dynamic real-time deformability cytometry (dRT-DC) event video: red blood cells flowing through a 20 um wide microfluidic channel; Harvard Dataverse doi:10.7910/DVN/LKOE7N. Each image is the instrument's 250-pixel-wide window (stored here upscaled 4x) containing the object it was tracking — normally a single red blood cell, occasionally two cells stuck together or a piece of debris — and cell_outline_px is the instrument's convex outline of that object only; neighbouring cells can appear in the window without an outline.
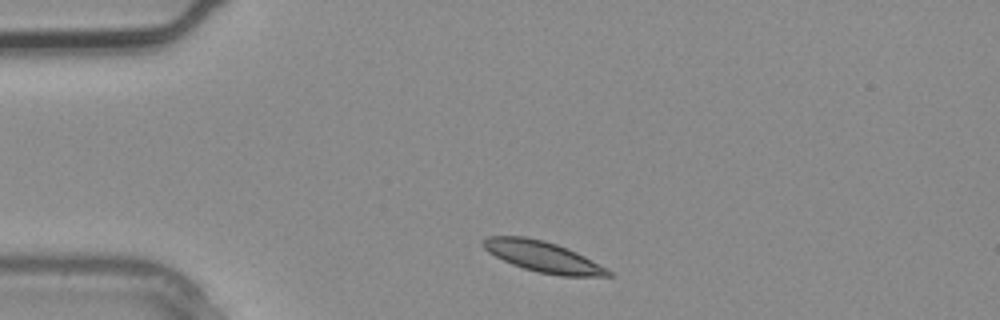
{"species": "common noctule bat (a hibernating species)", "species_latin": "Nyctalus noctula", "temperature_condition": "warm", "stored_images_in_passage": 4, "camera_frame_rate_fps": 3000, "um_per_image_px": 0.085, "animal": {"sex": "male", "body_mass_g": 20.4}, "frame": {"image": 1, "passage_image": 4, "time_ms": 1.0, "image_size_px": [1000, 320], "cell_outline_px": [[612, 276], [564, 276], [540, 272], [524, 268], [512, 264], [488, 252], [480, 244], [480, 240], [488, 236], [524, 236], [544, 240], [556, 244], [576, 252], [608, 268], [612, 272]], "centroid_in_image_um": [46.13, 21.8], "position_along_channel_um": 38.9, "area_um2": 22.31}}